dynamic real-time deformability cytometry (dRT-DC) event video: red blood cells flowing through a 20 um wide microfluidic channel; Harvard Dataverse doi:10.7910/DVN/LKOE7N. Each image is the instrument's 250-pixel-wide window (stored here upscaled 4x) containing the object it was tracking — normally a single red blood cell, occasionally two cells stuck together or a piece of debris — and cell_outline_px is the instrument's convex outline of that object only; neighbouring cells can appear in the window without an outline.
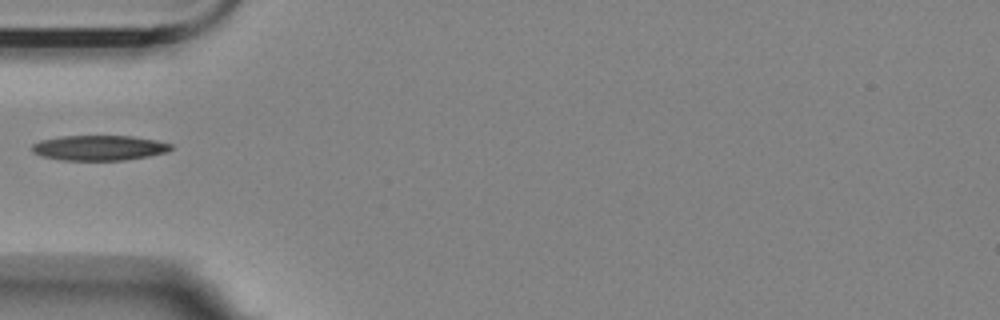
{"species": "Egyptian fruit bat (a non-hibernating species)", "species_latin": "Rousettus aegyptiacus", "temperature_condition": "room temperature", "stored_images_in_passage": 39, "camera_frame_rate_fps": 3000, "um_per_image_px": 0.085, "animal": {"sex": "female"}, "frame": {"image": 1, "passage_image": 1, "time_ms": 0.0, "image_size_px": [1000, 320], "cell_outline_px": [[172, 148], [168, 152], [148, 156], [124, 160], [64, 160], [40, 156], [32, 152], [32, 144], [40, 140], [60, 136], [132, 136], [156, 140], [172, 144]], "centroid_in_image_um": [8.42, 12.56], "position_along_channel_um": 76.6, "area_um2": 20.4}}
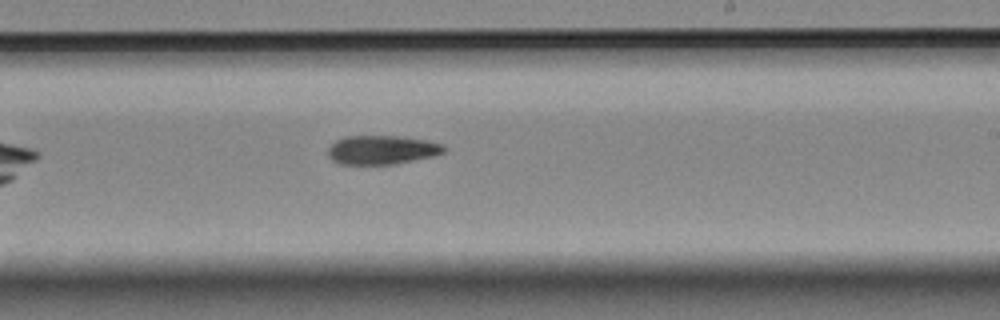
{"frame": {"image": 2, "passage_image": 16, "time_ms": 5.0, "image_size_px": [1000, 320], "cell_outline_px": [[448, 148], [444, 152], [432, 156], [396, 164], [340, 164], [332, 160], [328, 156], [328, 148], [336, 140], [344, 136], [404, 136], [428, 140], [444, 144]], "centroid_in_image_um": [32.49, 12.73], "position_along_channel_um": 256.5, "area_um2": 19.77}}
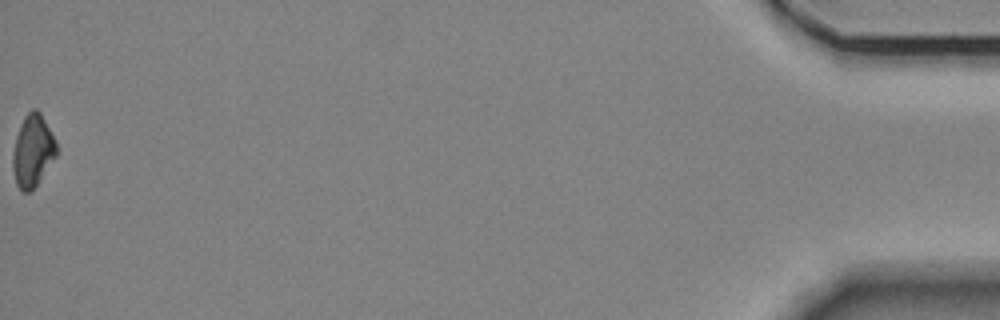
{"frame": {"image": 3, "passage_image": 39, "time_ms": 12.667, "image_size_px": [1000, 320], "cell_outline_px": [[56, 156], [36, 184], [28, 192], [24, 192], [16, 184], [12, 168], [12, 152], [16, 136], [20, 124], [24, 116], [32, 108], [36, 108], [40, 112], [56, 140]], "centroid_in_image_um": [2.76, 12.78], "position_along_channel_um": 432.4, "area_um2": 18.21}}